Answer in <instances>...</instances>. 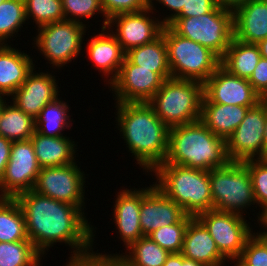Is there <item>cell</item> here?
Segmentation results:
<instances>
[{
  "label": "cell",
  "mask_w": 267,
  "mask_h": 266,
  "mask_svg": "<svg viewBox=\"0 0 267 266\" xmlns=\"http://www.w3.org/2000/svg\"><path fill=\"white\" fill-rule=\"evenodd\" d=\"M15 199L24 213L28 239L42 256L58 242L71 250L65 265L94 252L97 227L88 221L85 210L33 190L22 192Z\"/></svg>",
  "instance_id": "obj_1"
},
{
  "label": "cell",
  "mask_w": 267,
  "mask_h": 266,
  "mask_svg": "<svg viewBox=\"0 0 267 266\" xmlns=\"http://www.w3.org/2000/svg\"><path fill=\"white\" fill-rule=\"evenodd\" d=\"M115 121L126 148L139 168L151 174L167 156L169 128L148 102L114 103Z\"/></svg>",
  "instance_id": "obj_2"
},
{
  "label": "cell",
  "mask_w": 267,
  "mask_h": 266,
  "mask_svg": "<svg viewBox=\"0 0 267 266\" xmlns=\"http://www.w3.org/2000/svg\"><path fill=\"white\" fill-rule=\"evenodd\" d=\"M228 162L226 141L200 120L169 129L168 152L163 163L210 171Z\"/></svg>",
  "instance_id": "obj_3"
},
{
  "label": "cell",
  "mask_w": 267,
  "mask_h": 266,
  "mask_svg": "<svg viewBox=\"0 0 267 266\" xmlns=\"http://www.w3.org/2000/svg\"><path fill=\"white\" fill-rule=\"evenodd\" d=\"M152 174L155 185L188 215L196 217L214 209L209 171L162 163L149 174L153 179Z\"/></svg>",
  "instance_id": "obj_4"
},
{
  "label": "cell",
  "mask_w": 267,
  "mask_h": 266,
  "mask_svg": "<svg viewBox=\"0 0 267 266\" xmlns=\"http://www.w3.org/2000/svg\"><path fill=\"white\" fill-rule=\"evenodd\" d=\"M203 97V83L170 78L164 81L148 103L170 129L199 121Z\"/></svg>",
  "instance_id": "obj_5"
},
{
  "label": "cell",
  "mask_w": 267,
  "mask_h": 266,
  "mask_svg": "<svg viewBox=\"0 0 267 266\" xmlns=\"http://www.w3.org/2000/svg\"><path fill=\"white\" fill-rule=\"evenodd\" d=\"M161 34L167 46L168 64L172 78L204 83L221 65V59L203 45L163 26Z\"/></svg>",
  "instance_id": "obj_6"
},
{
  "label": "cell",
  "mask_w": 267,
  "mask_h": 266,
  "mask_svg": "<svg viewBox=\"0 0 267 266\" xmlns=\"http://www.w3.org/2000/svg\"><path fill=\"white\" fill-rule=\"evenodd\" d=\"M209 179L215 210L246 217L248 207L254 208L252 180L244 162L229 161L224 167L214 168L209 171Z\"/></svg>",
  "instance_id": "obj_7"
},
{
  "label": "cell",
  "mask_w": 267,
  "mask_h": 266,
  "mask_svg": "<svg viewBox=\"0 0 267 266\" xmlns=\"http://www.w3.org/2000/svg\"><path fill=\"white\" fill-rule=\"evenodd\" d=\"M168 26L222 59L233 38V11L217 6L212 12L198 17H176Z\"/></svg>",
  "instance_id": "obj_8"
},
{
  "label": "cell",
  "mask_w": 267,
  "mask_h": 266,
  "mask_svg": "<svg viewBox=\"0 0 267 266\" xmlns=\"http://www.w3.org/2000/svg\"><path fill=\"white\" fill-rule=\"evenodd\" d=\"M86 25L70 20L53 22L36 28V36L33 38V48L43 55L46 63L54 69H62L66 64L76 60L85 42ZM55 66V67H54Z\"/></svg>",
  "instance_id": "obj_9"
},
{
  "label": "cell",
  "mask_w": 267,
  "mask_h": 266,
  "mask_svg": "<svg viewBox=\"0 0 267 266\" xmlns=\"http://www.w3.org/2000/svg\"><path fill=\"white\" fill-rule=\"evenodd\" d=\"M196 218L209 231L219 252L232 263L240 257L247 240L253 235L251 222L237 213L212 209L199 213Z\"/></svg>",
  "instance_id": "obj_10"
},
{
  "label": "cell",
  "mask_w": 267,
  "mask_h": 266,
  "mask_svg": "<svg viewBox=\"0 0 267 266\" xmlns=\"http://www.w3.org/2000/svg\"><path fill=\"white\" fill-rule=\"evenodd\" d=\"M77 162L63 166L41 168L33 191L54 200L86 209L85 172ZM82 170V171H81Z\"/></svg>",
  "instance_id": "obj_11"
},
{
  "label": "cell",
  "mask_w": 267,
  "mask_h": 266,
  "mask_svg": "<svg viewBox=\"0 0 267 266\" xmlns=\"http://www.w3.org/2000/svg\"><path fill=\"white\" fill-rule=\"evenodd\" d=\"M266 103L249 108L244 119L226 141L229 161L245 162L263 158Z\"/></svg>",
  "instance_id": "obj_12"
},
{
  "label": "cell",
  "mask_w": 267,
  "mask_h": 266,
  "mask_svg": "<svg viewBox=\"0 0 267 266\" xmlns=\"http://www.w3.org/2000/svg\"><path fill=\"white\" fill-rule=\"evenodd\" d=\"M40 170L31 140L13 141L10 158L0 180V197L15 198L32 190Z\"/></svg>",
  "instance_id": "obj_13"
},
{
  "label": "cell",
  "mask_w": 267,
  "mask_h": 266,
  "mask_svg": "<svg viewBox=\"0 0 267 266\" xmlns=\"http://www.w3.org/2000/svg\"><path fill=\"white\" fill-rule=\"evenodd\" d=\"M164 79L152 69L132 64L126 57L117 77L108 85L115 103L149 102L161 88Z\"/></svg>",
  "instance_id": "obj_14"
},
{
  "label": "cell",
  "mask_w": 267,
  "mask_h": 266,
  "mask_svg": "<svg viewBox=\"0 0 267 266\" xmlns=\"http://www.w3.org/2000/svg\"><path fill=\"white\" fill-rule=\"evenodd\" d=\"M151 14L157 15L148 7L140 12L118 14L108 20L106 27L125 53L132 48L151 43L161 35L164 25L157 16Z\"/></svg>",
  "instance_id": "obj_15"
},
{
  "label": "cell",
  "mask_w": 267,
  "mask_h": 266,
  "mask_svg": "<svg viewBox=\"0 0 267 266\" xmlns=\"http://www.w3.org/2000/svg\"><path fill=\"white\" fill-rule=\"evenodd\" d=\"M202 103H220L252 108L263 99L247 79L231 74L220 65L203 83Z\"/></svg>",
  "instance_id": "obj_16"
},
{
  "label": "cell",
  "mask_w": 267,
  "mask_h": 266,
  "mask_svg": "<svg viewBox=\"0 0 267 266\" xmlns=\"http://www.w3.org/2000/svg\"><path fill=\"white\" fill-rule=\"evenodd\" d=\"M37 68V66L33 68L9 100L18 109L34 119L39 116L45 105L60 97L58 96L60 91L55 75L51 71L37 72Z\"/></svg>",
  "instance_id": "obj_17"
},
{
  "label": "cell",
  "mask_w": 267,
  "mask_h": 266,
  "mask_svg": "<svg viewBox=\"0 0 267 266\" xmlns=\"http://www.w3.org/2000/svg\"><path fill=\"white\" fill-rule=\"evenodd\" d=\"M155 186L150 184L147 188H123L119 189L114 199L112 217L116 225L117 236L123 242L124 248H128L132 243L139 240L144 235L140 226L139 214L142 198ZM119 233V234H118Z\"/></svg>",
  "instance_id": "obj_18"
},
{
  "label": "cell",
  "mask_w": 267,
  "mask_h": 266,
  "mask_svg": "<svg viewBox=\"0 0 267 266\" xmlns=\"http://www.w3.org/2000/svg\"><path fill=\"white\" fill-rule=\"evenodd\" d=\"M187 213L176 202L168 198L156 185L142 198L139 214L142 234L181 221Z\"/></svg>",
  "instance_id": "obj_19"
},
{
  "label": "cell",
  "mask_w": 267,
  "mask_h": 266,
  "mask_svg": "<svg viewBox=\"0 0 267 266\" xmlns=\"http://www.w3.org/2000/svg\"><path fill=\"white\" fill-rule=\"evenodd\" d=\"M90 38L85 46L86 55L93 63L92 66L96 67L95 70L103 73L101 77H105L104 83L108 85L117 77L126 53L107 27L101 28L97 35L95 33Z\"/></svg>",
  "instance_id": "obj_20"
},
{
  "label": "cell",
  "mask_w": 267,
  "mask_h": 266,
  "mask_svg": "<svg viewBox=\"0 0 267 266\" xmlns=\"http://www.w3.org/2000/svg\"><path fill=\"white\" fill-rule=\"evenodd\" d=\"M233 38L258 44L267 38V2L249 0L233 11Z\"/></svg>",
  "instance_id": "obj_21"
},
{
  "label": "cell",
  "mask_w": 267,
  "mask_h": 266,
  "mask_svg": "<svg viewBox=\"0 0 267 266\" xmlns=\"http://www.w3.org/2000/svg\"><path fill=\"white\" fill-rule=\"evenodd\" d=\"M181 253L187 259L208 266H225V262H230L219 252L209 231L196 217L188 222Z\"/></svg>",
  "instance_id": "obj_22"
},
{
  "label": "cell",
  "mask_w": 267,
  "mask_h": 266,
  "mask_svg": "<svg viewBox=\"0 0 267 266\" xmlns=\"http://www.w3.org/2000/svg\"><path fill=\"white\" fill-rule=\"evenodd\" d=\"M11 46L0 44V95L8 98L23 84L36 63L30 54Z\"/></svg>",
  "instance_id": "obj_23"
},
{
  "label": "cell",
  "mask_w": 267,
  "mask_h": 266,
  "mask_svg": "<svg viewBox=\"0 0 267 266\" xmlns=\"http://www.w3.org/2000/svg\"><path fill=\"white\" fill-rule=\"evenodd\" d=\"M30 140L41 168L63 166L77 160L78 142L69 136L49 137L35 131Z\"/></svg>",
  "instance_id": "obj_24"
},
{
  "label": "cell",
  "mask_w": 267,
  "mask_h": 266,
  "mask_svg": "<svg viewBox=\"0 0 267 266\" xmlns=\"http://www.w3.org/2000/svg\"><path fill=\"white\" fill-rule=\"evenodd\" d=\"M249 107L220 103H202L200 121L225 141L245 117Z\"/></svg>",
  "instance_id": "obj_25"
},
{
  "label": "cell",
  "mask_w": 267,
  "mask_h": 266,
  "mask_svg": "<svg viewBox=\"0 0 267 266\" xmlns=\"http://www.w3.org/2000/svg\"><path fill=\"white\" fill-rule=\"evenodd\" d=\"M125 57L132 64L152 69L164 80L172 78L168 64L167 46L162 34L151 43L130 49L126 52Z\"/></svg>",
  "instance_id": "obj_26"
},
{
  "label": "cell",
  "mask_w": 267,
  "mask_h": 266,
  "mask_svg": "<svg viewBox=\"0 0 267 266\" xmlns=\"http://www.w3.org/2000/svg\"><path fill=\"white\" fill-rule=\"evenodd\" d=\"M261 58L257 44H248L232 38L221 65L231 74L249 80Z\"/></svg>",
  "instance_id": "obj_27"
},
{
  "label": "cell",
  "mask_w": 267,
  "mask_h": 266,
  "mask_svg": "<svg viewBox=\"0 0 267 266\" xmlns=\"http://www.w3.org/2000/svg\"><path fill=\"white\" fill-rule=\"evenodd\" d=\"M97 250L94 253L104 257H119L127 266H163L170 255L168 251L160 247L148 236H143L132 243L125 253H100ZM129 251V252H128Z\"/></svg>",
  "instance_id": "obj_28"
},
{
  "label": "cell",
  "mask_w": 267,
  "mask_h": 266,
  "mask_svg": "<svg viewBox=\"0 0 267 266\" xmlns=\"http://www.w3.org/2000/svg\"><path fill=\"white\" fill-rule=\"evenodd\" d=\"M69 104L57 97L52 102L45 105L39 116L35 119V131L44 136L60 137L66 136L63 131L71 129L73 118L70 116Z\"/></svg>",
  "instance_id": "obj_29"
},
{
  "label": "cell",
  "mask_w": 267,
  "mask_h": 266,
  "mask_svg": "<svg viewBox=\"0 0 267 266\" xmlns=\"http://www.w3.org/2000/svg\"><path fill=\"white\" fill-rule=\"evenodd\" d=\"M30 241L24 213L15 198L0 197V242Z\"/></svg>",
  "instance_id": "obj_30"
},
{
  "label": "cell",
  "mask_w": 267,
  "mask_h": 266,
  "mask_svg": "<svg viewBox=\"0 0 267 266\" xmlns=\"http://www.w3.org/2000/svg\"><path fill=\"white\" fill-rule=\"evenodd\" d=\"M35 124L33 117L7 101L0 117V135L11 141L30 140L35 133Z\"/></svg>",
  "instance_id": "obj_31"
},
{
  "label": "cell",
  "mask_w": 267,
  "mask_h": 266,
  "mask_svg": "<svg viewBox=\"0 0 267 266\" xmlns=\"http://www.w3.org/2000/svg\"><path fill=\"white\" fill-rule=\"evenodd\" d=\"M26 21L24 0L2 2L0 4V44H10V40L13 42L15 39L12 38H17L23 25L28 24Z\"/></svg>",
  "instance_id": "obj_32"
},
{
  "label": "cell",
  "mask_w": 267,
  "mask_h": 266,
  "mask_svg": "<svg viewBox=\"0 0 267 266\" xmlns=\"http://www.w3.org/2000/svg\"><path fill=\"white\" fill-rule=\"evenodd\" d=\"M42 257L31 241L0 242V266H42Z\"/></svg>",
  "instance_id": "obj_33"
},
{
  "label": "cell",
  "mask_w": 267,
  "mask_h": 266,
  "mask_svg": "<svg viewBox=\"0 0 267 266\" xmlns=\"http://www.w3.org/2000/svg\"><path fill=\"white\" fill-rule=\"evenodd\" d=\"M26 18L33 20L37 28L53 22L65 20L62 0H24Z\"/></svg>",
  "instance_id": "obj_34"
},
{
  "label": "cell",
  "mask_w": 267,
  "mask_h": 266,
  "mask_svg": "<svg viewBox=\"0 0 267 266\" xmlns=\"http://www.w3.org/2000/svg\"><path fill=\"white\" fill-rule=\"evenodd\" d=\"M193 218L186 215L178 223L159 228L148 235L160 247L171 253H181L188 222Z\"/></svg>",
  "instance_id": "obj_35"
},
{
  "label": "cell",
  "mask_w": 267,
  "mask_h": 266,
  "mask_svg": "<svg viewBox=\"0 0 267 266\" xmlns=\"http://www.w3.org/2000/svg\"><path fill=\"white\" fill-rule=\"evenodd\" d=\"M62 8L65 20L78 22L90 27V25L84 24L87 23L85 21L99 14L104 18L100 28H105L107 26L108 20L103 11L101 0H62Z\"/></svg>",
  "instance_id": "obj_36"
},
{
  "label": "cell",
  "mask_w": 267,
  "mask_h": 266,
  "mask_svg": "<svg viewBox=\"0 0 267 266\" xmlns=\"http://www.w3.org/2000/svg\"><path fill=\"white\" fill-rule=\"evenodd\" d=\"M244 165L251 176L255 208L261 207L267 203V158L248 160Z\"/></svg>",
  "instance_id": "obj_37"
},
{
  "label": "cell",
  "mask_w": 267,
  "mask_h": 266,
  "mask_svg": "<svg viewBox=\"0 0 267 266\" xmlns=\"http://www.w3.org/2000/svg\"><path fill=\"white\" fill-rule=\"evenodd\" d=\"M233 266H267V248L252 235Z\"/></svg>",
  "instance_id": "obj_38"
},
{
  "label": "cell",
  "mask_w": 267,
  "mask_h": 266,
  "mask_svg": "<svg viewBox=\"0 0 267 266\" xmlns=\"http://www.w3.org/2000/svg\"><path fill=\"white\" fill-rule=\"evenodd\" d=\"M106 19L122 13L140 12L149 7V0H101Z\"/></svg>",
  "instance_id": "obj_39"
},
{
  "label": "cell",
  "mask_w": 267,
  "mask_h": 266,
  "mask_svg": "<svg viewBox=\"0 0 267 266\" xmlns=\"http://www.w3.org/2000/svg\"><path fill=\"white\" fill-rule=\"evenodd\" d=\"M216 7L215 0H187L177 17H198L212 12Z\"/></svg>",
  "instance_id": "obj_40"
},
{
  "label": "cell",
  "mask_w": 267,
  "mask_h": 266,
  "mask_svg": "<svg viewBox=\"0 0 267 266\" xmlns=\"http://www.w3.org/2000/svg\"><path fill=\"white\" fill-rule=\"evenodd\" d=\"M248 81L263 99L267 94V59L260 58Z\"/></svg>",
  "instance_id": "obj_41"
},
{
  "label": "cell",
  "mask_w": 267,
  "mask_h": 266,
  "mask_svg": "<svg viewBox=\"0 0 267 266\" xmlns=\"http://www.w3.org/2000/svg\"><path fill=\"white\" fill-rule=\"evenodd\" d=\"M72 266H127L119 257H104L96 253L86 255L75 261Z\"/></svg>",
  "instance_id": "obj_42"
},
{
  "label": "cell",
  "mask_w": 267,
  "mask_h": 266,
  "mask_svg": "<svg viewBox=\"0 0 267 266\" xmlns=\"http://www.w3.org/2000/svg\"><path fill=\"white\" fill-rule=\"evenodd\" d=\"M154 1V2H153ZM187 0H149V7L153 12H156L155 8H157L154 4L159 3L160 5L163 4L167 8V11L169 10V15H167L164 18V15H159L163 17V19L160 18L161 23L166 26L169 25L182 11V8ZM171 12V13H170ZM173 12V13H172Z\"/></svg>",
  "instance_id": "obj_43"
},
{
  "label": "cell",
  "mask_w": 267,
  "mask_h": 266,
  "mask_svg": "<svg viewBox=\"0 0 267 266\" xmlns=\"http://www.w3.org/2000/svg\"><path fill=\"white\" fill-rule=\"evenodd\" d=\"M12 143L13 141L6 139L0 135V180L10 158Z\"/></svg>",
  "instance_id": "obj_44"
},
{
  "label": "cell",
  "mask_w": 267,
  "mask_h": 266,
  "mask_svg": "<svg viewBox=\"0 0 267 266\" xmlns=\"http://www.w3.org/2000/svg\"><path fill=\"white\" fill-rule=\"evenodd\" d=\"M256 214H257L256 216L258 217V218L256 217V220H257L256 222L259 224L260 229L263 231L257 230V232L255 233L256 230H254L253 234L267 235V203L262 205L259 208V212Z\"/></svg>",
  "instance_id": "obj_45"
},
{
  "label": "cell",
  "mask_w": 267,
  "mask_h": 266,
  "mask_svg": "<svg viewBox=\"0 0 267 266\" xmlns=\"http://www.w3.org/2000/svg\"><path fill=\"white\" fill-rule=\"evenodd\" d=\"M249 0H215L217 6L220 8L235 11L238 7L244 5Z\"/></svg>",
  "instance_id": "obj_46"
},
{
  "label": "cell",
  "mask_w": 267,
  "mask_h": 266,
  "mask_svg": "<svg viewBox=\"0 0 267 266\" xmlns=\"http://www.w3.org/2000/svg\"><path fill=\"white\" fill-rule=\"evenodd\" d=\"M163 266H182V253H171Z\"/></svg>",
  "instance_id": "obj_47"
},
{
  "label": "cell",
  "mask_w": 267,
  "mask_h": 266,
  "mask_svg": "<svg viewBox=\"0 0 267 266\" xmlns=\"http://www.w3.org/2000/svg\"><path fill=\"white\" fill-rule=\"evenodd\" d=\"M263 158H267V104H266V119L264 127V137H263Z\"/></svg>",
  "instance_id": "obj_48"
},
{
  "label": "cell",
  "mask_w": 267,
  "mask_h": 266,
  "mask_svg": "<svg viewBox=\"0 0 267 266\" xmlns=\"http://www.w3.org/2000/svg\"><path fill=\"white\" fill-rule=\"evenodd\" d=\"M257 45L259 46L261 57L267 59V38L260 41Z\"/></svg>",
  "instance_id": "obj_49"
},
{
  "label": "cell",
  "mask_w": 267,
  "mask_h": 266,
  "mask_svg": "<svg viewBox=\"0 0 267 266\" xmlns=\"http://www.w3.org/2000/svg\"><path fill=\"white\" fill-rule=\"evenodd\" d=\"M182 266H208V265L194 261V260L187 259L182 254Z\"/></svg>",
  "instance_id": "obj_50"
},
{
  "label": "cell",
  "mask_w": 267,
  "mask_h": 266,
  "mask_svg": "<svg viewBox=\"0 0 267 266\" xmlns=\"http://www.w3.org/2000/svg\"><path fill=\"white\" fill-rule=\"evenodd\" d=\"M266 248H267V235L253 234Z\"/></svg>",
  "instance_id": "obj_51"
},
{
  "label": "cell",
  "mask_w": 267,
  "mask_h": 266,
  "mask_svg": "<svg viewBox=\"0 0 267 266\" xmlns=\"http://www.w3.org/2000/svg\"><path fill=\"white\" fill-rule=\"evenodd\" d=\"M9 100L10 99H8L7 96L5 97L4 95H0V117H1L2 109H3L4 105L7 103L6 101H9Z\"/></svg>",
  "instance_id": "obj_52"
},
{
  "label": "cell",
  "mask_w": 267,
  "mask_h": 266,
  "mask_svg": "<svg viewBox=\"0 0 267 266\" xmlns=\"http://www.w3.org/2000/svg\"><path fill=\"white\" fill-rule=\"evenodd\" d=\"M263 101L267 104V94H266L265 97L263 98Z\"/></svg>",
  "instance_id": "obj_53"
}]
</instances>
